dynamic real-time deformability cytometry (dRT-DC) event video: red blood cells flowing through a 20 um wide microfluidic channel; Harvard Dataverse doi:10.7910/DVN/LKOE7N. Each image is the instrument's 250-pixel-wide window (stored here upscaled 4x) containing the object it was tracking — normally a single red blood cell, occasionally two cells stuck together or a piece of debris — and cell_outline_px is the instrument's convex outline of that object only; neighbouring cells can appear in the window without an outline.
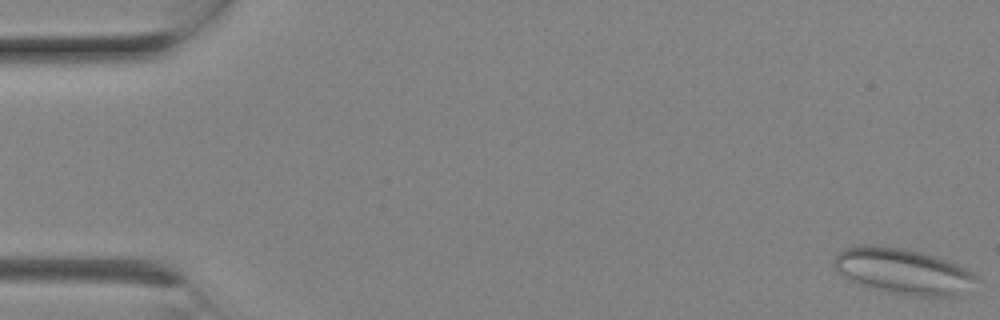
{"species": "Egyptian fruit bat (a non-hibernating species)", "species_latin": "Rousettus aegyptiacus", "temperature_condition": "room temperature", "stored_images_in_passage": 9, "camera_frame_rate_fps": 3000, "um_per_image_px": 0.085, "animal": {"sex": "female"}, "frame": {"image": 1, "passage_image": 1, "time_ms": 0.0, "image_size_px": [1000, 320], "cell_outline_px": [[980, 280], [964, 296], [916, 296], [884, 292], [868, 288], [848, 280], [832, 264], [832, 260], [844, 248], [852, 244], [876, 244], [904, 248], [936, 256], [948, 260], [968, 268]], "centroid_in_image_um": [76.79, 23.06], "position_along_channel_um": 8.2, "area_um2": 39.07}}
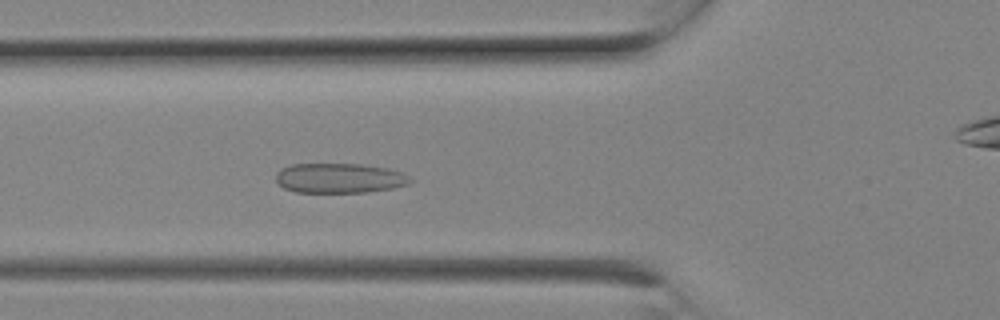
{"frame": {"image": 2, "passage_image": 8, "time_ms": 2.333, "image_size_px": [1000, 320], "cell_outline_px": [[412, 180], [408, 184], [392, 188], [368, 192], [296, 192], [284, 188], [276, 180], [276, 172], [280, 168], [292, 164], [360, 164], [388, 168], [400, 172], [408, 176]], "centroid_in_image_um": [28.83, 15.14], "position_along_channel_um": 97.0, "area_um2": 23.29}}